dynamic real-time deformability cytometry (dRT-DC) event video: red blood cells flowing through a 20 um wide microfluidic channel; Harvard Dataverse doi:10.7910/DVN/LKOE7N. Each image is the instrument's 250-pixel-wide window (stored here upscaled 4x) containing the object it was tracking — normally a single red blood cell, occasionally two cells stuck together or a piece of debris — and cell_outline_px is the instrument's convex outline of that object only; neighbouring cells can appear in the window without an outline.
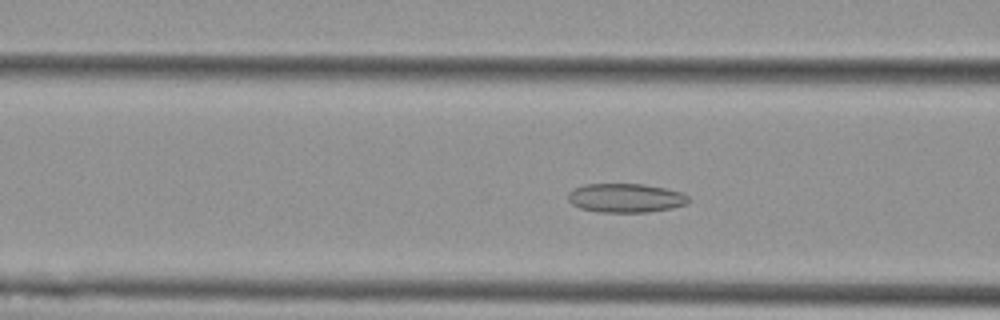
{"species": "Egyptian fruit bat (a non-hibernating species)", "species_latin": "Rousettus aegyptiacus", "temperature_condition": "cold", "stored_images_in_passage": 41, "camera_frame_rate_fps": 3000, "um_per_image_px": 0.085, "animal": {"sex": "female"}, "frame": {"image": 1, "passage_image": 16, "time_ms": 5.0, "image_size_px": [1000, 320], "cell_outline_px": [[688, 204], [672, 208], [648, 212], [596, 212], [580, 208], [572, 204], [568, 200], [568, 192], [584, 184], [644, 184], [664, 188], [680, 192], [688, 196]], "centroid_in_image_um": [53.17, 16.83], "position_along_channel_um": 113.4, "area_um2": 20.35}}
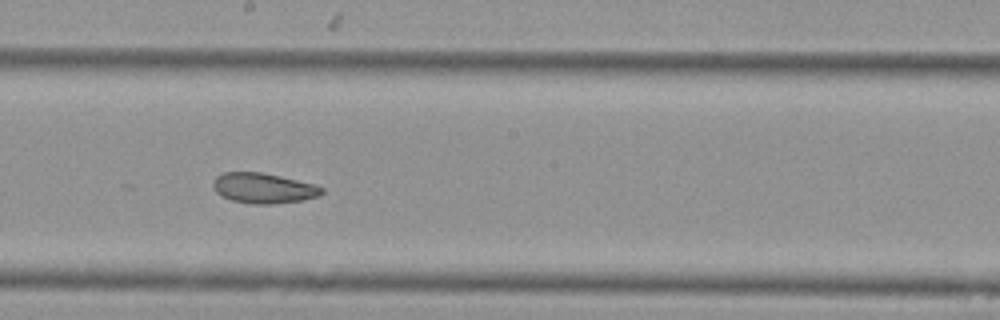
{"frame": {"image": 2, "passage_image": 25, "time_ms": 8.0, "image_size_px": [1000, 320], "cell_outline_px": [[324, 192], [320, 196], [304, 200], [272, 204], [252, 204], [232, 200], [216, 192], [212, 184], [212, 180], [216, 176], [224, 172], [264, 172], [316, 184], [324, 188]], "centroid_in_image_um": [22.43, 15.98], "position_along_channel_um": 225.8, "area_um2": 19.42}}
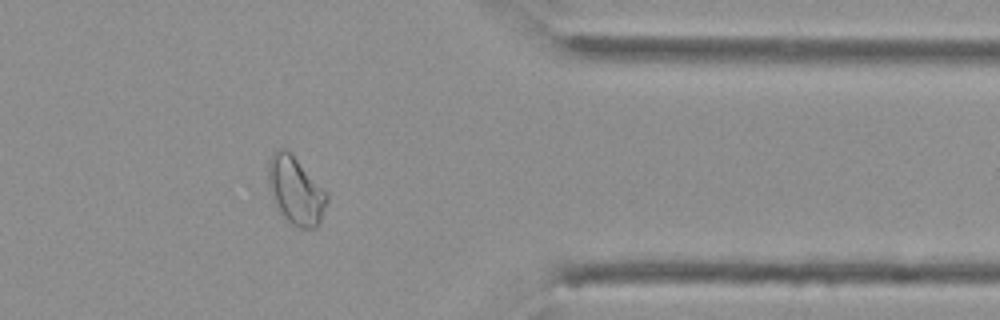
{"frame": {"image": 3, "passage_image": 39, "time_ms": 12.667, "image_size_px": [1000, 320], "cell_outline_px": [[328, 200], [320, 224], [316, 228], [300, 228], [292, 224], [280, 212], [272, 196], [268, 184], [268, 160], [276, 148], [284, 148], [292, 152], [328, 192]], "centroid_in_image_um": [25.16, 16.16], "position_along_channel_um": 386.2, "area_um2": 23.52}, "authors_computed_cell_mechanics": {"area_um2": 20.808, "velocity_mm_per_s": 3.7642, "shape_relaxation_time_tau1_ms": null, "shape_relaxation_time_tau2_ms": 3.0626, "deformation_change_tau1": null, "deformation_change_tau2": 0.0898}}